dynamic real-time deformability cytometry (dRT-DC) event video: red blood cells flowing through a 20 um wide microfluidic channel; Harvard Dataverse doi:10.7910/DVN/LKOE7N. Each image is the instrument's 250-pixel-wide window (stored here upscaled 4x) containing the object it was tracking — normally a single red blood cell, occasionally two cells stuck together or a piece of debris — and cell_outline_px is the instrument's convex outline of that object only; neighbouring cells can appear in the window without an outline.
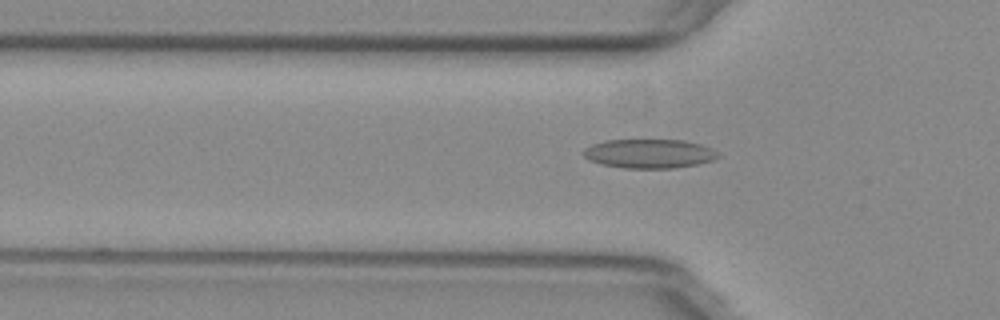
{"species": "common noctule bat (a hibernating species)", "species_latin": "Nyctalus noctula", "temperature_condition": "warm", "stored_images_in_passage": 54, "camera_frame_rate_fps": 3000, "um_per_image_px": 0.085, "animal": {"sex": "female", "body_mass_g": 29.2, "forearm_length_mm": 56.3}, "frame": {"image": 1, "passage_image": 17, "time_ms": 5.333, "image_size_px": [1000, 320], "cell_outline_px": [[720, 156], [712, 160], [696, 164], [672, 168], [624, 168], [600, 164], [584, 156], [580, 152], [584, 148], [592, 144], [604, 140], [684, 140], [700, 144], [716, 152]], "centroid_in_image_um": [55.12, 13.05], "position_along_channel_um": 70.7, "area_um2": 22.66}}
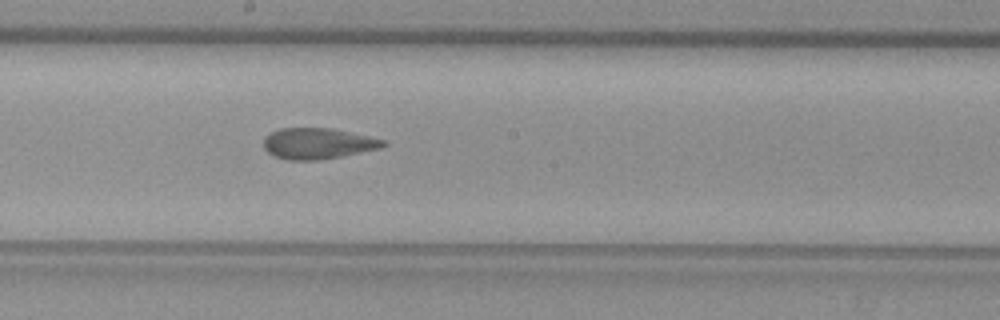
{"frame": {"image": 2, "passage_image": 29, "time_ms": 9.333, "image_size_px": [1000, 320], "cell_outline_px": [[388, 144], [380, 148], [320, 160], [288, 160], [276, 156], [268, 152], [264, 148], [264, 140], [272, 132], [280, 128], [332, 128], [388, 140]], "centroid_in_image_um": [27.06, 12.19], "position_along_channel_um": 221.1, "area_um2": 21.44}}
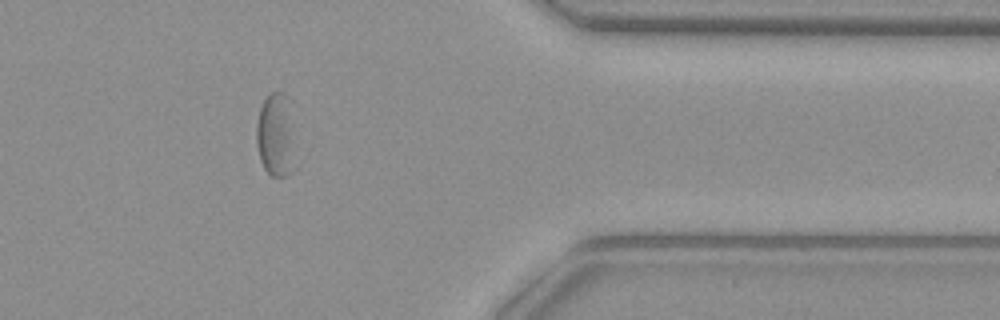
{"frame": {"image": 3, "passage_image": 44, "time_ms": 14.333, "image_size_px": [1000, 320], "cell_outline_px": [[296, 168], [292, 172], [284, 176], [272, 176], [264, 168], [260, 160], [256, 144], [256, 124], [260, 108], [264, 100], [272, 92], [284, 92], [292, 100]], "centroid_in_image_um": [23.5, 11.46], "position_along_channel_um": 387.9, "area_um2": 20.0}}